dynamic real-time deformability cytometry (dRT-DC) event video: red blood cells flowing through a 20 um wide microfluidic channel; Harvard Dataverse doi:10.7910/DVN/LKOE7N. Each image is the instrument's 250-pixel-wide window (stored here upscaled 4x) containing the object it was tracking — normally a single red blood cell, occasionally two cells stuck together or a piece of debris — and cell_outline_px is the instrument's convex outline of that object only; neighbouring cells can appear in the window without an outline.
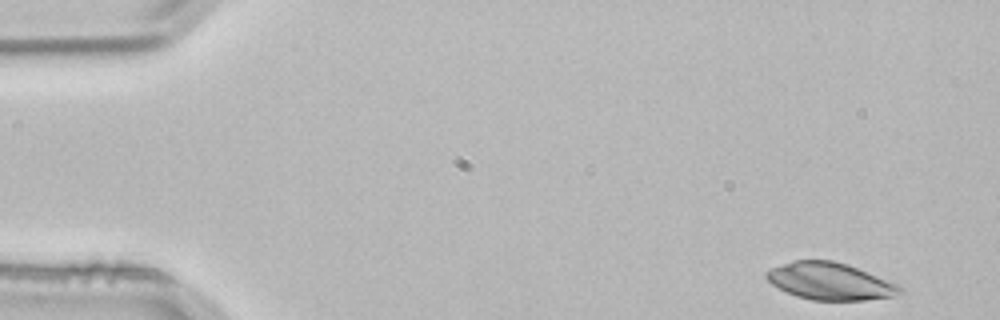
{"species": "common noctule bat (a hibernating species)", "species_latin": "Nyctalus noctula", "temperature_condition": "room temperature", "stored_images_in_passage": 3, "segment_of_instrument_passage": [2, 2], "camera_frame_rate_fps": 3000, "um_per_image_px": 0.085, "animal": {"sex": "male", "body_mass_g": 21.5, "forearm_length_mm": 52.0}, "frame": {"image": 1, "passage_image": 3, "time_ms": 0.667, "image_size_px": [1000, 320], "cell_outline_px": [[904, 292], [892, 296], [864, 300], [812, 300], [796, 296], [772, 284], [764, 276], [764, 272], [772, 268], [792, 260], [832, 260], [848, 264], [896, 284], [904, 288]], "centroid_in_image_um": [70.53, 23.9], "position_along_channel_um": 14.5, "area_um2": 28.67}}